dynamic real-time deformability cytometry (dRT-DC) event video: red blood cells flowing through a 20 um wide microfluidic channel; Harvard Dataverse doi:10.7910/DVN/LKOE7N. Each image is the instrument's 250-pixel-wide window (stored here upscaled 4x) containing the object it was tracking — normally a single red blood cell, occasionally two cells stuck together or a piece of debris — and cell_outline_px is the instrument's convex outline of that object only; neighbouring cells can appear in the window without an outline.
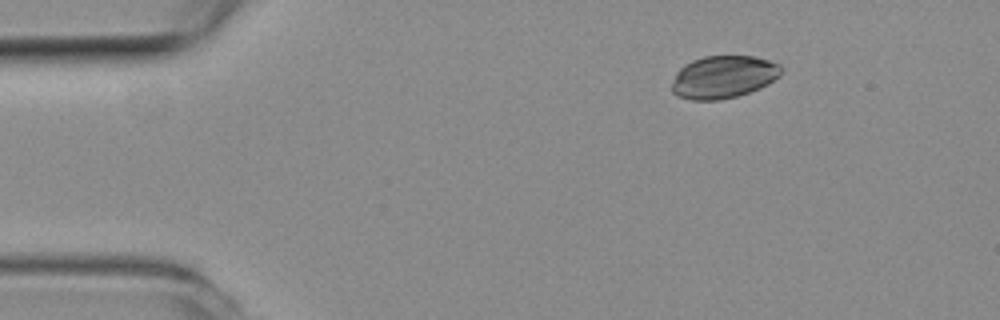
{"species": "common noctule bat (a hibernating species)", "species_latin": "Nyctalus noctula", "temperature_condition": "room temperature", "stored_images_in_passage": 45, "camera_frame_rate_fps": 3000, "um_per_image_px": 0.085, "animal": {"sex": "female", "body_mass_g": 19.3, "forearm_length_mm": 54.1}, "frame": {"image": 1, "passage_image": 1, "time_ms": 0.0, "image_size_px": [1000, 320], "cell_outline_px": [[784, 68], [780, 76], [768, 84], [760, 88], [736, 96], [720, 100], [692, 100], [676, 96], [672, 92], [672, 84], [676, 72], [684, 64], [692, 60], [704, 56], [756, 56], [780, 64]], "centroid_in_image_um": [61.5, 6.54], "position_along_channel_um": 23.5, "area_um2": 27.4}}
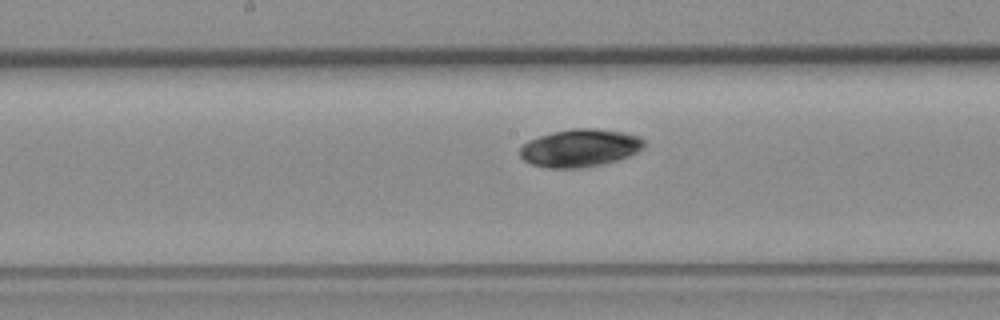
{"frame": {"image": 2, "passage_image": 20, "time_ms": 6.333, "image_size_px": [1000, 320], "cell_outline_px": [[644, 148], [628, 156], [616, 160], [600, 164], [580, 168], [548, 168], [532, 164], [524, 160], [520, 156], [520, 148], [528, 140], [552, 132], [572, 128], [596, 128], [624, 132], [640, 136], [644, 140]], "centroid_in_image_um": [49.3, 12.57], "position_along_channel_um": 198.9, "area_um2": 27.28}}
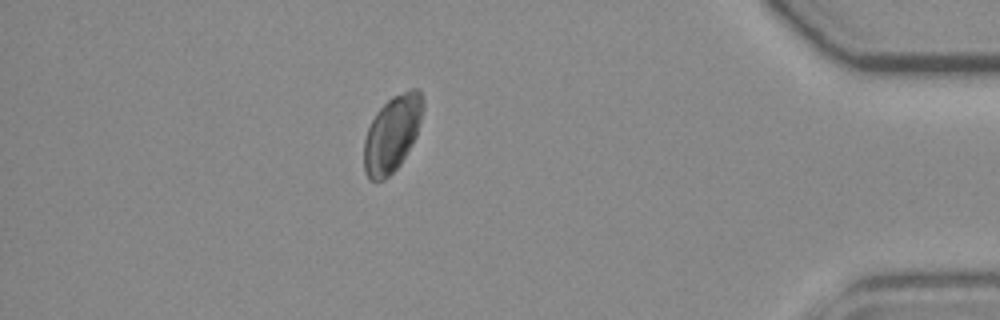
{"frame": {"image": 3, "passage_image": 39, "time_ms": 12.667, "image_size_px": [1000, 320], "cell_outline_px": [[424, 108], [416, 136], [412, 144], [400, 164], [384, 180], [368, 180], [364, 172], [364, 140], [368, 128], [376, 112], [392, 96], [412, 88], [420, 88], [424, 100]], "centroid_in_image_um": [33.34, 11.34], "position_along_channel_um": 401.9, "area_um2": 26.3}}